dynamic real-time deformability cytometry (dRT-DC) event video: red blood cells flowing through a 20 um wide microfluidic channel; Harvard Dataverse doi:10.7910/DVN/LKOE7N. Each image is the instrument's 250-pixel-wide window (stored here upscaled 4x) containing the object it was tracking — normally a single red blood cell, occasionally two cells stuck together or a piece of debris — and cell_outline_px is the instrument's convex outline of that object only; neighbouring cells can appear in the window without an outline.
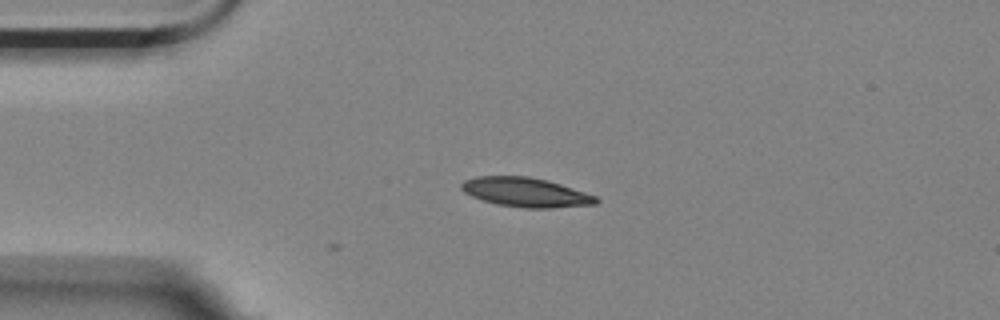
{"species": "Egyptian fruit bat (a non-hibernating species)", "species_latin": "Rousettus aegyptiacus", "temperature_condition": "room temperature", "stored_images_in_passage": 5, "camera_frame_rate_fps": 3000, "um_per_image_px": 0.085, "animal": {"sex": "female"}, "frame": {"image": 1, "passage_image": 1, "time_ms": 0.0, "image_size_px": [1000, 320], "cell_outline_px": [[600, 200], [596, 204], [552, 208], [524, 208], [496, 204], [472, 196], [464, 192], [460, 188], [460, 184], [464, 180], [476, 176], [528, 176], [548, 180], [596, 196]], "centroid_in_image_um": [44.67, 16.34], "position_along_channel_um": 40.3, "area_um2": 23.0}}